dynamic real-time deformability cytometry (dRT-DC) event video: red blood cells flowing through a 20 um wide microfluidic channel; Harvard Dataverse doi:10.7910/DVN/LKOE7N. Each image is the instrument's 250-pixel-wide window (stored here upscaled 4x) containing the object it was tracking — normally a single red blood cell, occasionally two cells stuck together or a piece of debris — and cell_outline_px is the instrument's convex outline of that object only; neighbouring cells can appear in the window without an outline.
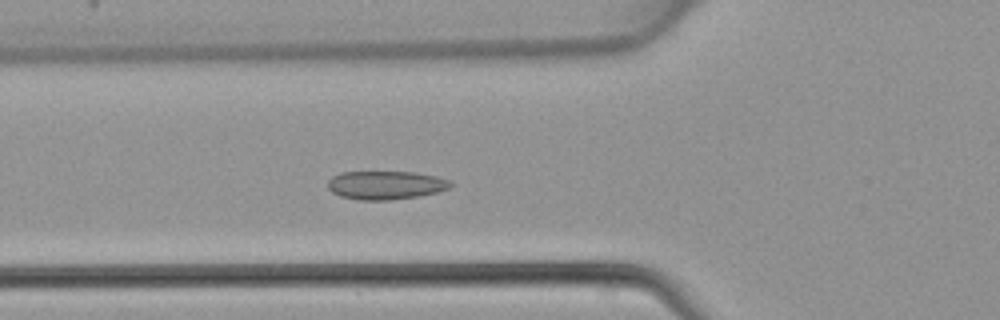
{"species": "common noctule bat (a hibernating species)", "species_latin": "Nyctalus noctula", "temperature_condition": "warm", "stored_images_in_passage": 46, "camera_frame_rate_fps": 3000, "um_per_image_px": 0.085, "animal": {"sex": "female", "body_mass_g": 22.7, "forearm_length_mm": 54.2}, "frame": {"image": 1, "passage_image": 17, "time_ms": 5.333, "image_size_px": [1000, 320], "cell_outline_px": [[452, 184], [448, 188], [436, 192], [420, 196], [392, 200], [360, 200], [340, 196], [332, 192], [328, 188], [328, 180], [332, 176], [340, 172], [416, 172], [436, 176], [448, 180]], "centroid_in_image_um": [32.75, 15.74], "position_along_channel_um": 93.0, "area_um2": 20.4}}
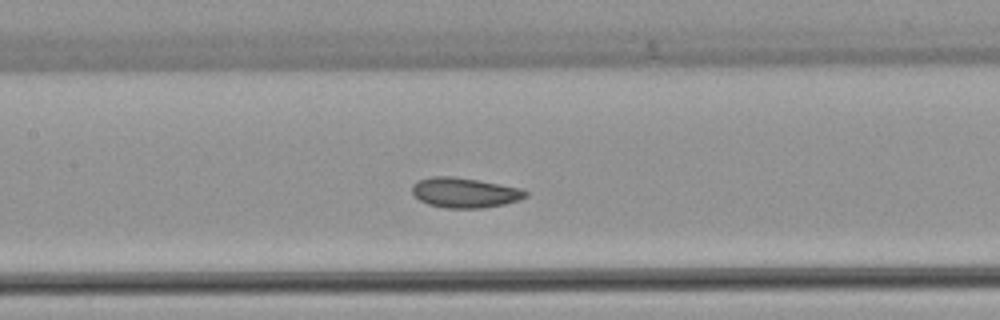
{"frame": {"image": 2, "passage_image": 22, "time_ms": 7.0, "image_size_px": [1000, 320], "cell_outline_px": [[528, 196], [520, 200], [504, 204], [484, 208], [444, 208], [428, 204], [420, 200], [412, 192], [412, 184], [416, 180], [432, 176], [452, 176], [480, 180], [520, 188], [528, 192]], "centroid_in_image_um": [39.5, 16.37], "position_along_channel_um": 167.9, "area_um2": 20.06}}
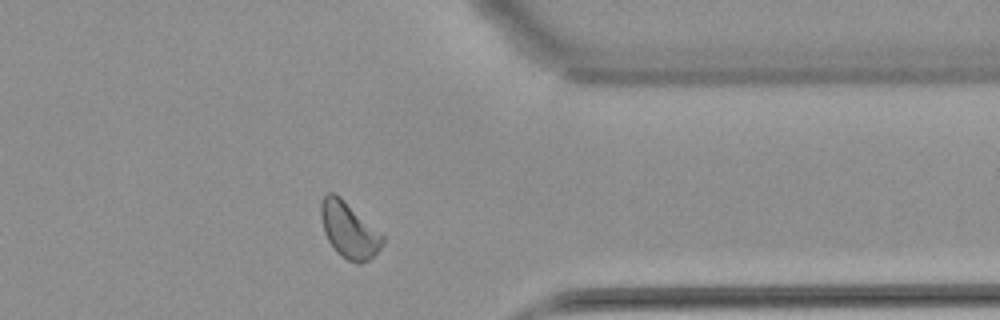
{"frame": {"image": 3, "passage_image": 37, "time_ms": 12.0, "image_size_px": [1000, 320], "cell_outline_px": [[384, 240], [380, 248], [368, 260], [360, 264], [356, 264], [348, 260], [336, 252], [328, 240], [324, 232], [320, 216], [320, 204], [324, 196], [328, 192], [332, 192], [340, 196], [384, 236]], "centroid_in_image_um": [29.63, 19.55], "position_along_channel_um": 381.8, "area_um2": 19.88}}